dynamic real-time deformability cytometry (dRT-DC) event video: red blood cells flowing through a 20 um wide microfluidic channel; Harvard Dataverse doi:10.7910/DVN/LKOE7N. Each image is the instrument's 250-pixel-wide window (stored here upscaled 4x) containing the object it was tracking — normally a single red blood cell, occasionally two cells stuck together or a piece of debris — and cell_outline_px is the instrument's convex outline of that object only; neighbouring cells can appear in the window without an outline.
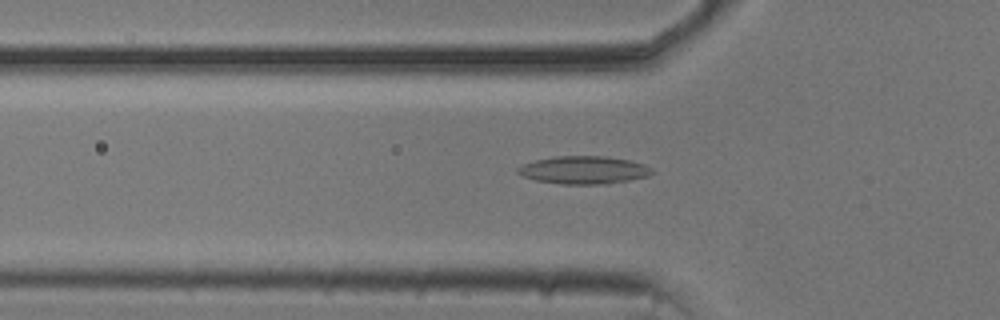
{"species": "common noctule bat (a hibernating species)", "species_latin": "Nyctalus noctula", "temperature_condition": "cold", "stored_images_in_passage": 53, "camera_frame_rate_fps": 3000, "um_per_image_px": 0.085, "animal": {"sex": "male", "body_mass_g": 20.5, "forearm_length_mm": 52.5}, "frame": {"image": 1, "passage_image": 17, "time_ms": 5.333, "image_size_px": [1000, 320], "cell_outline_px": [[652, 172], [648, 176], [628, 180], [604, 184], [560, 184], [536, 180], [524, 176], [516, 172], [516, 168], [524, 164], [536, 160], [556, 156], [604, 156], [628, 160], [644, 164], [652, 168]], "centroid_in_image_um": [49.61, 14.45], "position_along_channel_um": 76.2, "area_um2": 21.56}}
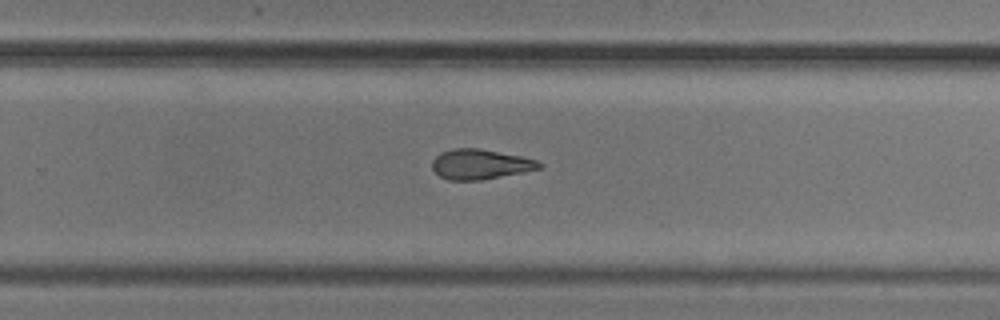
{"frame": {"image": 2, "passage_image": 34, "time_ms": 11.0, "image_size_px": [1000, 320], "cell_outline_px": [[544, 164], [540, 168], [524, 172], [480, 180], [448, 180], [440, 176], [432, 168], [432, 160], [440, 152], [452, 148], [480, 148], [520, 156], [536, 160]], "centroid_in_image_um": [40.8, 13.95], "position_along_channel_um": 289.0, "area_um2": 18.73}}
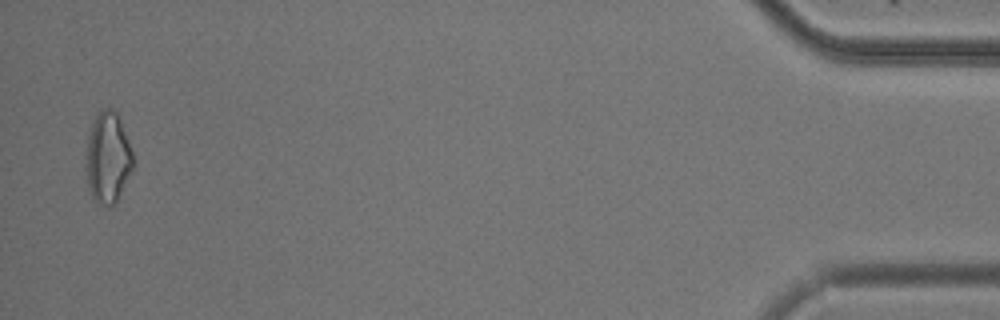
{"frame": {"image": 3, "passage_image": 52, "time_ms": 17.0, "image_size_px": [1000, 320], "cell_outline_px": [[132, 168], [116, 200], [112, 204], [104, 204], [96, 200], [92, 196], [88, 184], [84, 168], [84, 156], [88, 136], [96, 112], [104, 108], [112, 108], [120, 116], [132, 152]], "centroid_in_image_um": [9.12, 13.31], "position_along_channel_um": 426.1, "area_um2": 24.8}, "authors_computed_cell_mechanics": {"area_um2": 20.3456, "velocity_mm_per_s": 3.7375, "shape_relaxation_time_tau1_ms": null, "shape_relaxation_time_tau2_ms": 5.7922, "deformation_change_tau1": null, "deformation_change_tau2": 0.1581}}